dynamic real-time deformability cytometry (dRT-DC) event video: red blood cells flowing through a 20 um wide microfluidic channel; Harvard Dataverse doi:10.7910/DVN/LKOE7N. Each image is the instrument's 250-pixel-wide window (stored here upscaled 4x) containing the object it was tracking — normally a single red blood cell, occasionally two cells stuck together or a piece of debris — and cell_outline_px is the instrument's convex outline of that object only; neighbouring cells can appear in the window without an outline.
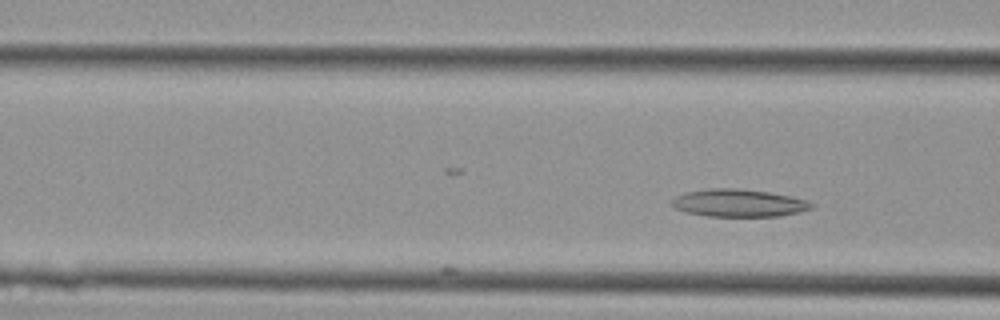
{"species": "Egyptian fruit bat (a non-hibernating species)", "species_latin": "Rousettus aegyptiacus", "temperature_condition": "cold", "stored_images_in_passage": 7, "camera_frame_rate_fps": 3000, "um_per_image_px": 0.085, "animal": {"sex": "female"}, "frame": {"image": 1, "passage_image": 7, "time_ms": 2.0, "image_size_px": [1000, 320], "cell_outline_px": [[816, 204], [812, 208], [780, 216], [708, 216], [684, 212], [676, 208], [672, 204], [672, 200], [676, 196], [684, 192], [712, 188], [736, 188], [768, 192], [808, 200]], "centroid_in_image_um": [62.78, 17.25], "position_along_channel_um": 103.8, "area_um2": 22.31}}